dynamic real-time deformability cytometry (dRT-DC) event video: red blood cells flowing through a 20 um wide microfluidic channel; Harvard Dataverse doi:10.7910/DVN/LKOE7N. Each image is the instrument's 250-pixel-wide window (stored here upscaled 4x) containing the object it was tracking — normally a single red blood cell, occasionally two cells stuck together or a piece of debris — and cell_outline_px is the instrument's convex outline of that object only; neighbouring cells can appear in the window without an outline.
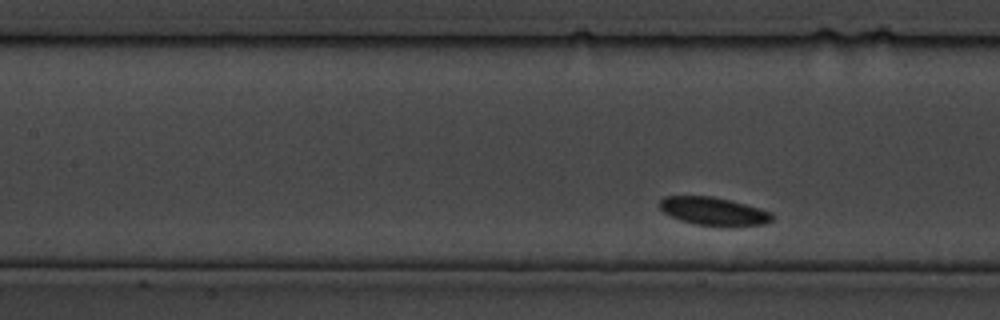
{"species": "common noctule bat (a hibernating species)", "species_latin": "Nyctalus noctula", "temperature_condition": "cold", "stored_images_in_passage": 59, "camera_frame_rate_fps": 3000, "um_per_image_px": 0.085, "animal": {"sex": "male", "body_mass_g": 19.5, "forearm_length_mm": 54.6}, "frame": {"image": 1, "passage_image": 7, "time_ms": 2.0, "image_size_px": [1000, 320], "cell_outline_px": [[772, 220], [764, 224], [732, 228], [720, 228], [696, 224], [680, 220], [664, 212], [656, 204], [664, 196], [712, 196], [760, 208], [772, 212]], "centroid_in_image_um": [60.66, 17.99], "position_along_channel_um": 146.7, "area_um2": 18.9}}
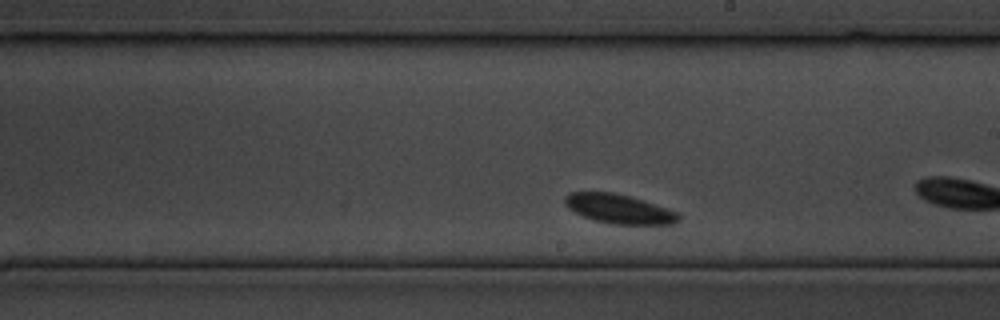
{"frame": {"image": 2, "passage_image": 25, "time_ms": 8.0, "image_size_px": [1000, 320], "cell_outline_px": [[680, 220], [672, 224], [612, 224], [596, 220], [584, 216], [568, 208], [564, 204], [564, 196], [568, 192], [612, 192], [644, 200], [680, 212]], "centroid_in_image_um": [52.64, 17.75], "position_along_channel_um": 236.4, "area_um2": 19.42}}
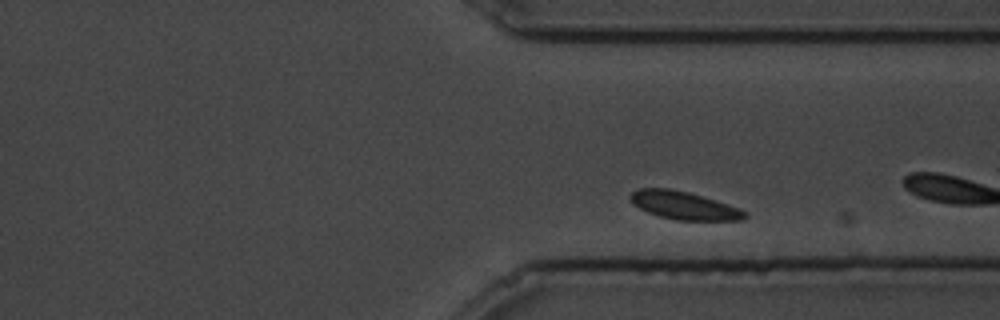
{"frame": {"image": 3, "passage_image": 48, "time_ms": 15.667, "image_size_px": [1000, 320], "cell_outline_px": [[748, 216], [744, 220], [676, 220], [660, 216], [648, 212], [632, 204], [632, 192], [636, 188], [668, 188], [688, 192], [740, 208], [748, 212]], "centroid_in_image_um": [58.17, 17.47], "position_along_channel_um": 353.2, "area_um2": 18.5}}